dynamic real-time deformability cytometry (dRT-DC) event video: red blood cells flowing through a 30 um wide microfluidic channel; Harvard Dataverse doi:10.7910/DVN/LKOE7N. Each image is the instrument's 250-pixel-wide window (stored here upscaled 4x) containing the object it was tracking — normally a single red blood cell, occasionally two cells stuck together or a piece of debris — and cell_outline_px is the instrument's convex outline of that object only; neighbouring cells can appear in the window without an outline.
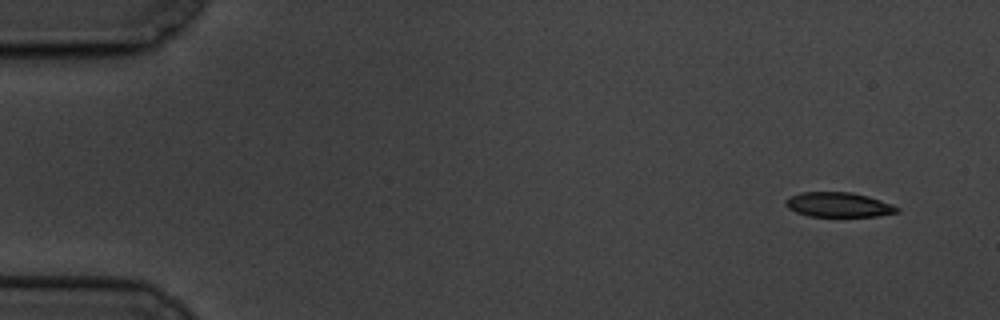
{"species": "common noctule bat (a hibernating species)", "species_latin": "Nyctalus noctula", "temperature_condition": "cold", "stored_images_in_passage": 5, "camera_frame_rate_fps": 3000, "um_per_image_px": 0.085, "animal": {"sex": "male", "body_mass_g": 19.5, "forearm_length_mm": 54.6}, "frame": {"image": 1, "passage_image": 1, "time_ms": 0.0, "image_size_px": [1000, 320], "cell_outline_px": [[900, 212], [876, 216], [808, 216], [796, 212], [788, 208], [784, 204], [784, 200], [800, 192], [852, 192], [868, 196], [892, 204], [900, 208]], "centroid_in_image_um": [71.27, 17.4], "position_along_channel_um": 13.7, "area_um2": 16.07}}
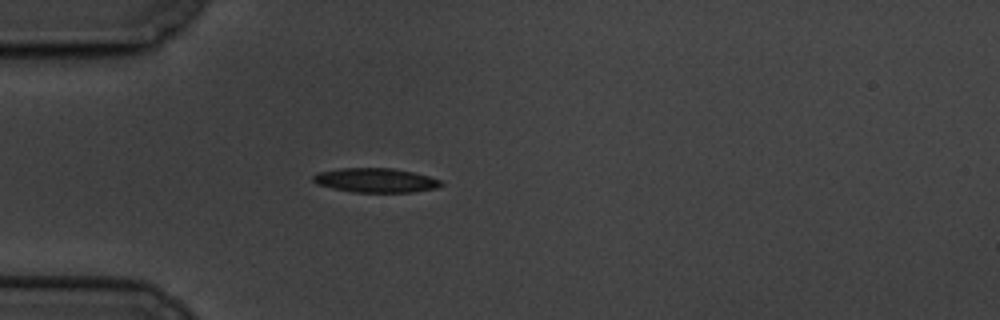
{"frame": {"image": 2, "passage_image": 5, "time_ms": 4.333, "image_size_px": [1000, 320], "cell_outline_px": [[444, 184], [436, 188], [412, 192], [352, 192], [332, 188], [316, 184], [312, 180], [312, 176], [316, 172], [340, 168], [392, 168], [412, 172], [428, 176], [440, 180]], "centroid_in_image_um": [31.88, 15.32], "position_along_channel_um": 53.1, "area_um2": 18.15}}